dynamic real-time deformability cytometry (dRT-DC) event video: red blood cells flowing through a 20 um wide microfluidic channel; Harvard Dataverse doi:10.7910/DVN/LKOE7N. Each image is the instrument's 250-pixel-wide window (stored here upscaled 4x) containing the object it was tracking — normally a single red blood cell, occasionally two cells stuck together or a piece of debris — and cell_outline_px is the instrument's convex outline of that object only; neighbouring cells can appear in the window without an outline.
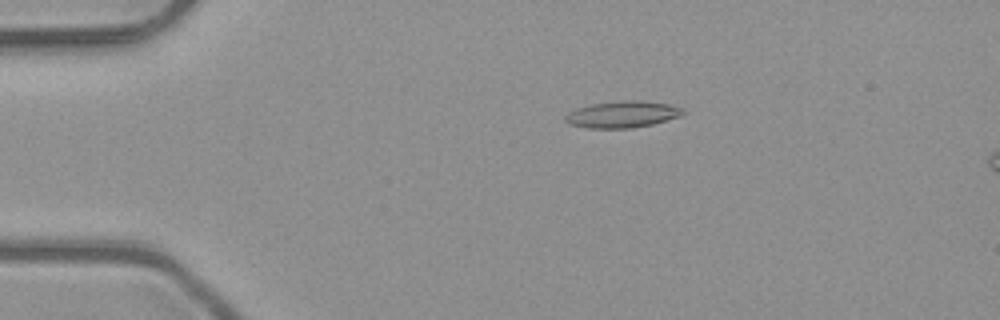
{"species": "common noctule bat (a hibernating species)", "species_latin": "Nyctalus noctula", "temperature_condition": "room temperature", "stored_images_in_passage": 3, "camera_frame_rate_fps": 3000, "um_per_image_px": 0.085, "animal": {"sex": "male", "body_mass_g": 23.1, "forearm_length_mm": 52.7}, "frame": {"image": 1, "passage_image": 2, "time_ms": 0.333, "image_size_px": [1000, 320], "cell_outline_px": [[684, 112], [680, 116], [652, 124], [632, 128], [588, 128], [568, 124], [564, 120], [564, 116], [568, 112], [576, 108], [592, 104], [620, 100], [640, 100], [668, 104], [684, 108]], "centroid_in_image_um": [52.87, 9.72], "position_along_channel_um": 32.1, "area_um2": 18.32}}